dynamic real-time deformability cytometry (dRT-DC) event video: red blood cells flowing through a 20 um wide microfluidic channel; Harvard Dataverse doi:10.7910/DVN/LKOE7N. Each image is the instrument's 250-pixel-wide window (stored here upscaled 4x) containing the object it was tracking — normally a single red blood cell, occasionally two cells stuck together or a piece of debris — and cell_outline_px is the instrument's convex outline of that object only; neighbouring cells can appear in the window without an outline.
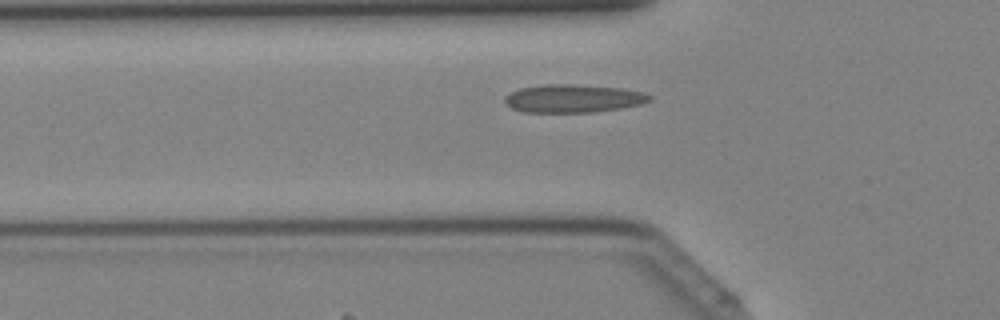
{"species": "Egyptian fruit bat (a non-hibernating species)", "species_latin": "Rousettus aegyptiacus", "temperature_condition": "cold", "stored_images_in_passage": 36, "camera_frame_rate_fps": 3000, "um_per_image_px": 0.085, "animal": {"sex": "female"}, "frame": {"image": 1, "passage_image": 9, "time_ms": 2.667, "image_size_px": [1000, 320], "cell_outline_px": [[652, 100], [640, 104], [620, 108], [592, 112], [524, 112], [512, 108], [504, 104], [504, 96], [508, 92], [520, 88], [544, 84], [568, 84], [620, 88], [644, 92], [652, 96]], "centroid_in_image_um": [48.67, 8.37], "position_along_channel_um": 77.1, "area_um2": 23.76}}
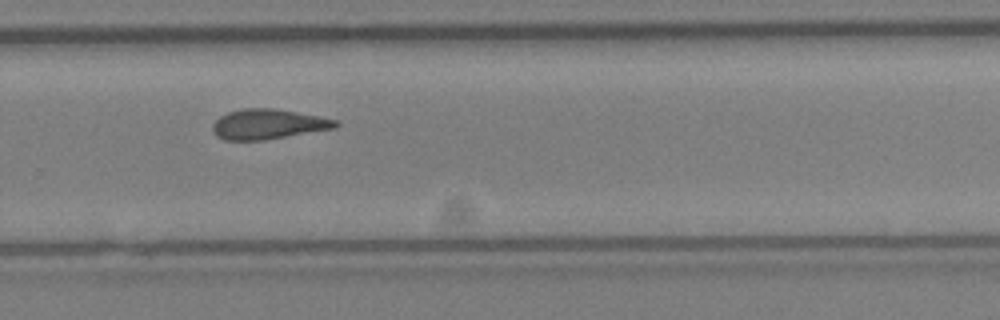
{"frame": {"image": 2, "passage_image": 23, "time_ms": 7.333, "image_size_px": [1000, 320], "cell_outline_px": [[340, 124], [336, 128], [264, 140], [224, 140], [216, 136], [212, 128], [212, 124], [220, 116], [228, 112], [240, 108], [276, 108], [320, 116], [336, 120]], "centroid_in_image_um": [22.79, 10.55], "position_along_channel_um": 307.0, "area_um2": 21.68}}
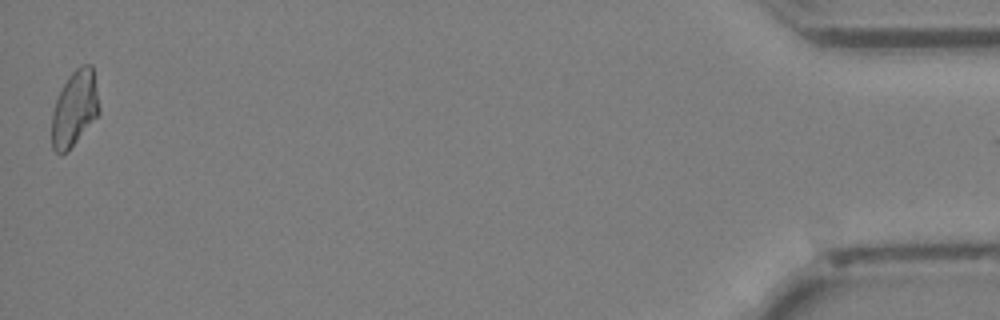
{"frame": {"image": 3, "passage_image": 36, "time_ms": 11.667, "image_size_px": [1000, 320], "cell_outline_px": [[100, 112], [68, 152], [60, 156], [52, 148], [52, 112], [56, 100], [68, 76], [80, 64], [92, 64], [100, 108]], "centroid_in_image_um": [6.34, 9.24], "position_along_channel_um": 428.9, "area_um2": 20.92}}